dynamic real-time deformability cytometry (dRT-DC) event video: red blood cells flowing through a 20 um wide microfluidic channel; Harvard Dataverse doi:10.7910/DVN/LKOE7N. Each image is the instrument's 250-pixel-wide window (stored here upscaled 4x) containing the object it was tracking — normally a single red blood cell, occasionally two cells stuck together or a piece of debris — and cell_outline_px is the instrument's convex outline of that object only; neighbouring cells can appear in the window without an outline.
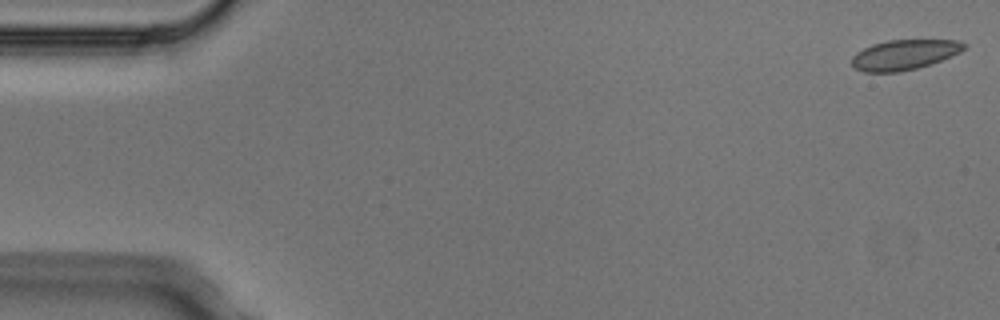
{"species": "Egyptian fruit bat (a non-hibernating species)", "species_latin": "Rousettus aegyptiacus", "temperature_condition": "cold", "stored_images_in_passage": 5, "camera_frame_rate_fps": 3000, "um_per_image_px": 0.085, "animal": {"sex": "male"}, "frame": {"image": 1, "passage_image": 1, "time_ms": 0.0, "image_size_px": [1000, 320], "cell_outline_px": [[968, 44], [960, 52], [940, 60], [916, 68], [900, 72], [864, 72], [852, 68], [852, 56], [856, 52], [872, 44], [888, 40], [960, 40]], "centroid_in_image_um": [76.83, 4.65], "position_along_channel_um": 8.2, "area_um2": 19.65}}
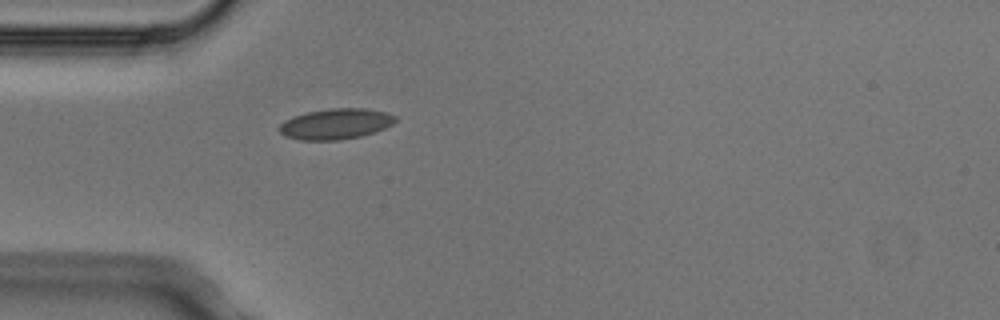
{"frame": {"image": 2, "passage_image": 5, "time_ms": 1.333, "image_size_px": [1000, 320], "cell_outline_px": [[396, 120], [392, 124], [376, 132], [360, 136], [340, 140], [300, 140], [284, 136], [276, 128], [284, 120], [292, 116], [308, 112], [332, 108], [364, 108], [384, 112], [396, 116]], "centroid_in_image_um": [28.49, 10.54], "position_along_channel_um": 56.5, "area_um2": 20.81}}